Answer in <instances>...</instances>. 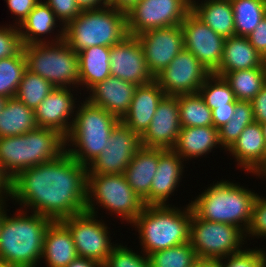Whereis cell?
<instances>
[{"label": "cell", "instance_id": "cell-17", "mask_svg": "<svg viewBox=\"0 0 266 267\" xmlns=\"http://www.w3.org/2000/svg\"><path fill=\"white\" fill-rule=\"evenodd\" d=\"M110 74L137 86L155 79L148 70L143 48L136 36L128 35L110 47Z\"/></svg>", "mask_w": 266, "mask_h": 267}, {"label": "cell", "instance_id": "cell-44", "mask_svg": "<svg viewBox=\"0 0 266 267\" xmlns=\"http://www.w3.org/2000/svg\"><path fill=\"white\" fill-rule=\"evenodd\" d=\"M54 12L56 18L65 26L80 13L76 0H43Z\"/></svg>", "mask_w": 266, "mask_h": 267}, {"label": "cell", "instance_id": "cell-36", "mask_svg": "<svg viewBox=\"0 0 266 267\" xmlns=\"http://www.w3.org/2000/svg\"><path fill=\"white\" fill-rule=\"evenodd\" d=\"M150 267H194L200 260L191 243H183L148 255Z\"/></svg>", "mask_w": 266, "mask_h": 267}, {"label": "cell", "instance_id": "cell-38", "mask_svg": "<svg viewBox=\"0 0 266 267\" xmlns=\"http://www.w3.org/2000/svg\"><path fill=\"white\" fill-rule=\"evenodd\" d=\"M25 70L23 49L15 56L0 59V96L15 97Z\"/></svg>", "mask_w": 266, "mask_h": 267}, {"label": "cell", "instance_id": "cell-49", "mask_svg": "<svg viewBox=\"0 0 266 267\" xmlns=\"http://www.w3.org/2000/svg\"><path fill=\"white\" fill-rule=\"evenodd\" d=\"M140 0H107V5L127 13Z\"/></svg>", "mask_w": 266, "mask_h": 267}, {"label": "cell", "instance_id": "cell-9", "mask_svg": "<svg viewBox=\"0 0 266 267\" xmlns=\"http://www.w3.org/2000/svg\"><path fill=\"white\" fill-rule=\"evenodd\" d=\"M96 205L128 224L136 219L145 206L129 186L124 174L88 175L85 212L98 216Z\"/></svg>", "mask_w": 266, "mask_h": 267}, {"label": "cell", "instance_id": "cell-54", "mask_svg": "<svg viewBox=\"0 0 266 267\" xmlns=\"http://www.w3.org/2000/svg\"><path fill=\"white\" fill-rule=\"evenodd\" d=\"M194 267H216V263L213 261H200Z\"/></svg>", "mask_w": 266, "mask_h": 267}, {"label": "cell", "instance_id": "cell-16", "mask_svg": "<svg viewBox=\"0 0 266 267\" xmlns=\"http://www.w3.org/2000/svg\"><path fill=\"white\" fill-rule=\"evenodd\" d=\"M136 37L143 48L148 70L154 78L184 49L180 25L151 29Z\"/></svg>", "mask_w": 266, "mask_h": 267}, {"label": "cell", "instance_id": "cell-39", "mask_svg": "<svg viewBox=\"0 0 266 267\" xmlns=\"http://www.w3.org/2000/svg\"><path fill=\"white\" fill-rule=\"evenodd\" d=\"M198 93L211 110L217 107L228 106V103H235L237 101L234 92L226 80L213 73L205 79Z\"/></svg>", "mask_w": 266, "mask_h": 267}, {"label": "cell", "instance_id": "cell-35", "mask_svg": "<svg viewBox=\"0 0 266 267\" xmlns=\"http://www.w3.org/2000/svg\"><path fill=\"white\" fill-rule=\"evenodd\" d=\"M255 122L250 101H236L234 115L219 129V141L223 150L227 151L239 138L246 126Z\"/></svg>", "mask_w": 266, "mask_h": 267}, {"label": "cell", "instance_id": "cell-27", "mask_svg": "<svg viewBox=\"0 0 266 267\" xmlns=\"http://www.w3.org/2000/svg\"><path fill=\"white\" fill-rule=\"evenodd\" d=\"M217 147L223 149L219 141V130L214 126L182 127L172 150L183 160L189 161L206 156Z\"/></svg>", "mask_w": 266, "mask_h": 267}, {"label": "cell", "instance_id": "cell-21", "mask_svg": "<svg viewBox=\"0 0 266 267\" xmlns=\"http://www.w3.org/2000/svg\"><path fill=\"white\" fill-rule=\"evenodd\" d=\"M136 88L137 85L134 83L109 76L104 81L94 85L88 91L89 95L85 99L121 120L129 111Z\"/></svg>", "mask_w": 266, "mask_h": 267}, {"label": "cell", "instance_id": "cell-33", "mask_svg": "<svg viewBox=\"0 0 266 267\" xmlns=\"http://www.w3.org/2000/svg\"><path fill=\"white\" fill-rule=\"evenodd\" d=\"M235 36L248 37L266 16V0H230Z\"/></svg>", "mask_w": 266, "mask_h": 267}, {"label": "cell", "instance_id": "cell-10", "mask_svg": "<svg viewBox=\"0 0 266 267\" xmlns=\"http://www.w3.org/2000/svg\"><path fill=\"white\" fill-rule=\"evenodd\" d=\"M189 242L200 261L215 262L241 252L247 240L245 233L237 226L200 219L193 212Z\"/></svg>", "mask_w": 266, "mask_h": 267}, {"label": "cell", "instance_id": "cell-45", "mask_svg": "<svg viewBox=\"0 0 266 267\" xmlns=\"http://www.w3.org/2000/svg\"><path fill=\"white\" fill-rule=\"evenodd\" d=\"M14 17L13 25L19 26L41 0H5ZM18 17V18H17ZM18 24V25H17Z\"/></svg>", "mask_w": 266, "mask_h": 267}, {"label": "cell", "instance_id": "cell-55", "mask_svg": "<svg viewBox=\"0 0 266 267\" xmlns=\"http://www.w3.org/2000/svg\"><path fill=\"white\" fill-rule=\"evenodd\" d=\"M6 207H7L6 202L0 205V227H1V224H2V221H3V217L5 215V212L7 211Z\"/></svg>", "mask_w": 266, "mask_h": 267}, {"label": "cell", "instance_id": "cell-37", "mask_svg": "<svg viewBox=\"0 0 266 267\" xmlns=\"http://www.w3.org/2000/svg\"><path fill=\"white\" fill-rule=\"evenodd\" d=\"M53 89L54 86L50 82L26 69L15 98L35 110Z\"/></svg>", "mask_w": 266, "mask_h": 267}, {"label": "cell", "instance_id": "cell-57", "mask_svg": "<svg viewBox=\"0 0 266 267\" xmlns=\"http://www.w3.org/2000/svg\"><path fill=\"white\" fill-rule=\"evenodd\" d=\"M262 65L266 68V49L261 53Z\"/></svg>", "mask_w": 266, "mask_h": 267}, {"label": "cell", "instance_id": "cell-41", "mask_svg": "<svg viewBox=\"0 0 266 267\" xmlns=\"http://www.w3.org/2000/svg\"><path fill=\"white\" fill-rule=\"evenodd\" d=\"M265 256L266 252L262 248L245 247L241 252L219 259L215 263L216 267H261Z\"/></svg>", "mask_w": 266, "mask_h": 267}, {"label": "cell", "instance_id": "cell-25", "mask_svg": "<svg viewBox=\"0 0 266 267\" xmlns=\"http://www.w3.org/2000/svg\"><path fill=\"white\" fill-rule=\"evenodd\" d=\"M158 166V148L141 147L125 170L129 186L143 201L150 205V187Z\"/></svg>", "mask_w": 266, "mask_h": 267}, {"label": "cell", "instance_id": "cell-4", "mask_svg": "<svg viewBox=\"0 0 266 267\" xmlns=\"http://www.w3.org/2000/svg\"><path fill=\"white\" fill-rule=\"evenodd\" d=\"M167 205H145L131 223L138 230L141 251L149 254L189 242L193 209Z\"/></svg>", "mask_w": 266, "mask_h": 267}, {"label": "cell", "instance_id": "cell-40", "mask_svg": "<svg viewBox=\"0 0 266 267\" xmlns=\"http://www.w3.org/2000/svg\"><path fill=\"white\" fill-rule=\"evenodd\" d=\"M140 253L142 255L120 243L112 249L105 264L108 267H150L148 256Z\"/></svg>", "mask_w": 266, "mask_h": 267}, {"label": "cell", "instance_id": "cell-14", "mask_svg": "<svg viewBox=\"0 0 266 267\" xmlns=\"http://www.w3.org/2000/svg\"><path fill=\"white\" fill-rule=\"evenodd\" d=\"M211 73L186 49L180 51L155 80L166 95L198 93Z\"/></svg>", "mask_w": 266, "mask_h": 267}, {"label": "cell", "instance_id": "cell-11", "mask_svg": "<svg viewBox=\"0 0 266 267\" xmlns=\"http://www.w3.org/2000/svg\"><path fill=\"white\" fill-rule=\"evenodd\" d=\"M191 11V0H140L126 13L128 35L180 25Z\"/></svg>", "mask_w": 266, "mask_h": 267}, {"label": "cell", "instance_id": "cell-34", "mask_svg": "<svg viewBox=\"0 0 266 267\" xmlns=\"http://www.w3.org/2000/svg\"><path fill=\"white\" fill-rule=\"evenodd\" d=\"M181 127L213 126L212 110L199 93L178 95Z\"/></svg>", "mask_w": 266, "mask_h": 267}, {"label": "cell", "instance_id": "cell-28", "mask_svg": "<svg viewBox=\"0 0 266 267\" xmlns=\"http://www.w3.org/2000/svg\"><path fill=\"white\" fill-rule=\"evenodd\" d=\"M191 0V11L223 38L235 36L234 12L230 0Z\"/></svg>", "mask_w": 266, "mask_h": 267}, {"label": "cell", "instance_id": "cell-58", "mask_svg": "<svg viewBox=\"0 0 266 267\" xmlns=\"http://www.w3.org/2000/svg\"><path fill=\"white\" fill-rule=\"evenodd\" d=\"M261 127H262V131H263L264 139L266 142V121L261 122Z\"/></svg>", "mask_w": 266, "mask_h": 267}, {"label": "cell", "instance_id": "cell-5", "mask_svg": "<svg viewBox=\"0 0 266 267\" xmlns=\"http://www.w3.org/2000/svg\"><path fill=\"white\" fill-rule=\"evenodd\" d=\"M205 188L202 194L191 200L193 212L200 219L237 226L245 233L258 193L229 180L213 182Z\"/></svg>", "mask_w": 266, "mask_h": 267}, {"label": "cell", "instance_id": "cell-3", "mask_svg": "<svg viewBox=\"0 0 266 267\" xmlns=\"http://www.w3.org/2000/svg\"><path fill=\"white\" fill-rule=\"evenodd\" d=\"M65 151V137L48 128L0 138V173L10 182L21 171L57 159Z\"/></svg>", "mask_w": 266, "mask_h": 267}, {"label": "cell", "instance_id": "cell-6", "mask_svg": "<svg viewBox=\"0 0 266 267\" xmlns=\"http://www.w3.org/2000/svg\"><path fill=\"white\" fill-rule=\"evenodd\" d=\"M128 36L126 13L109 5L83 10L64 26L63 40L76 53L92 46L112 47Z\"/></svg>", "mask_w": 266, "mask_h": 267}, {"label": "cell", "instance_id": "cell-26", "mask_svg": "<svg viewBox=\"0 0 266 267\" xmlns=\"http://www.w3.org/2000/svg\"><path fill=\"white\" fill-rule=\"evenodd\" d=\"M78 257L73 238L61 221H52L43 240L42 259L47 267H67Z\"/></svg>", "mask_w": 266, "mask_h": 267}, {"label": "cell", "instance_id": "cell-7", "mask_svg": "<svg viewBox=\"0 0 266 267\" xmlns=\"http://www.w3.org/2000/svg\"><path fill=\"white\" fill-rule=\"evenodd\" d=\"M84 100L78 104L72 129L65 141L66 152L80 164L88 166L106 147L111 131L120 119Z\"/></svg>", "mask_w": 266, "mask_h": 267}, {"label": "cell", "instance_id": "cell-8", "mask_svg": "<svg viewBox=\"0 0 266 267\" xmlns=\"http://www.w3.org/2000/svg\"><path fill=\"white\" fill-rule=\"evenodd\" d=\"M26 69L35 73L55 88H78V53L62 39L55 43L23 46Z\"/></svg>", "mask_w": 266, "mask_h": 267}, {"label": "cell", "instance_id": "cell-12", "mask_svg": "<svg viewBox=\"0 0 266 267\" xmlns=\"http://www.w3.org/2000/svg\"><path fill=\"white\" fill-rule=\"evenodd\" d=\"M97 215L83 212L61 220L72 235L78 257L105 263L112 249L110 229ZM109 231V232H108Z\"/></svg>", "mask_w": 266, "mask_h": 267}, {"label": "cell", "instance_id": "cell-51", "mask_svg": "<svg viewBox=\"0 0 266 267\" xmlns=\"http://www.w3.org/2000/svg\"><path fill=\"white\" fill-rule=\"evenodd\" d=\"M10 185L9 181L0 173V205L5 203V199L10 200Z\"/></svg>", "mask_w": 266, "mask_h": 267}, {"label": "cell", "instance_id": "cell-59", "mask_svg": "<svg viewBox=\"0 0 266 267\" xmlns=\"http://www.w3.org/2000/svg\"><path fill=\"white\" fill-rule=\"evenodd\" d=\"M95 267H108L105 263H98Z\"/></svg>", "mask_w": 266, "mask_h": 267}, {"label": "cell", "instance_id": "cell-15", "mask_svg": "<svg viewBox=\"0 0 266 267\" xmlns=\"http://www.w3.org/2000/svg\"><path fill=\"white\" fill-rule=\"evenodd\" d=\"M180 26L184 49L190 51L211 74L214 73L220 65L225 38L214 32L192 11L186 15Z\"/></svg>", "mask_w": 266, "mask_h": 267}, {"label": "cell", "instance_id": "cell-52", "mask_svg": "<svg viewBox=\"0 0 266 267\" xmlns=\"http://www.w3.org/2000/svg\"><path fill=\"white\" fill-rule=\"evenodd\" d=\"M97 264L95 260L77 257L67 267H95Z\"/></svg>", "mask_w": 266, "mask_h": 267}, {"label": "cell", "instance_id": "cell-47", "mask_svg": "<svg viewBox=\"0 0 266 267\" xmlns=\"http://www.w3.org/2000/svg\"><path fill=\"white\" fill-rule=\"evenodd\" d=\"M235 103H228V106L217 107L212 110L213 126L216 129L223 127L234 115Z\"/></svg>", "mask_w": 266, "mask_h": 267}, {"label": "cell", "instance_id": "cell-18", "mask_svg": "<svg viewBox=\"0 0 266 267\" xmlns=\"http://www.w3.org/2000/svg\"><path fill=\"white\" fill-rule=\"evenodd\" d=\"M181 128L178 95H165L141 136V147L172 149Z\"/></svg>", "mask_w": 266, "mask_h": 267}, {"label": "cell", "instance_id": "cell-20", "mask_svg": "<svg viewBox=\"0 0 266 267\" xmlns=\"http://www.w3.org/2000/svg\"><path fill=\"white\" fill-rule=\"evenodd\" d=\"M184 163L172 149L158 148V166L150 187V205H167L169 198L180 186L183 166H186Z\"/></svg>", "mask_w": 266, "mask_h": 267}, {"label": "cell", "instance_id": "cell-61", "mask_svg": "<svg viewBox=\"0 0 266 267\" xmlns=\"http://www.w3.org/2000/svg\"><path fill=\"white\" fill-rule=\"evenodd\" d=\"M0 267H7V266L0 260Z\"/></svg>", "mask_w": 266, "mask_h": 267}, {"label": "cell", "instance_id": "cell-22", "mask_svg": "<svg viewBox=\"0 0 266 267\" xmlns=\"http://www.w3.org/2000/svg\"><path fill=\"white\" fill-rule=\"evenodd\" d=\"M165 95L155 79L137 86L129 111L121 121L141 137L149 128L157 106Z\"/></svg>", "mask_w": 266, "mask_h": 267}, {"label": "cell", "instance_id": "cell-1", "mask_svg": "<svg viewBox=\"0 0 266 267\" xmlns=\"http://www.w3.org/2000/svg\"><path fill=\"white\" fill-rule=\"evenodd\" d=\"M9 185V198L15 200L20 209L52 221L85 212L87 166L66 151L57 159L21 171Z\"/></svg>", "mask_w": 266, "mask_h": 267}, {"label": "cell", "instance_id": "cell-48", "mask_svg": "<svg viewBox=\"0 0 266 267\" xmlns=\"http://www.w3.org/2000/svg\"><path fill=\"white\" fill-rule=\"evenodd\" d=\"M250 102L255 121L260 123L266 121V84Z\"/></svg>", "mask_w": 266, "mask_h": 267}, {"label": "cell", "instance_id": "cell-23", "mask_svg": "<svg viewBox=\"0 0 266 267\" xmlns=\"http://www.w3.org/2000/svg\"><path fill=\"white\" fill-rule=\"evenodd\" d=\"M240 168L253 175L266 162V142L260 122H254L241 132L227 150Z\"/></svg>", "mask_w": 266, "mask_h": 267}, {"label": "cell", "instance_id": "cell-50", "mask_svg": "<svg viewBox=\"0 0 266 267\" xmlns=\"http://www.w3.org/2000/svg\"><path fill=\"white\" fill-rule=\"evenodd\" d=\"M76 3L83 11L103 8L107 5V0H76Z\"/></svg>", "mask_w": 266, "mask_h": 267}, {"label": "cell", "instance_id": "cell-56", "mask_svg": "<svg viewBox=\"0 0 266 267\" xmlns=\"http://www.w3.org/2000/svg\"><path fill=\"white\" fill-rule=\"evenodd\" d=\"M7 100H8V98L0 96V113L4 109V106H5L6 102H7Z\"/></svg>", "mask_w": 266, "mask_h": 267}, {"label": "cell", "instance_id": "cell-42", "mask_svg": "<svg viewBox=\"0 0 266 267\" xmlns=\"http://www.w3.org/2000/svg\"><path fill=\"white\" fill-rule=\"evenodd\" d=\"M256 237L266 239V197L257 194L253 203L250 224L245 232V239Z\"/></svg>", "mask_w": 266, "mask_h": 267}, {"label": "cell", "instance_id": "cell-24", "mask_svg": "<svg viewBox=\"0 0 266 267\" xmlns=\"http://www.w3.org/2000/svg\"><path fill=\"white\" fill-rule=\"evenodd\" d=\"M56 22H59L61 27L59 25L57 26L58 23ZM56 27L60 29H58V34L56 33L57 36L54 35V39L47 40L43 37L45 34H47V36L49 34V38H51L50 33L54 34L52 31H55ZM18 29L23 46L29 44L55 43L61 41L64 36V26L58 21L50 7L42 0L18 26Z\"/></svg>", "mask_w": 266, "mask_h": 267}, {"label": "cell", "instance_id": "cell-46", "mask_svg": "<svg viewBox=\"0 0 266 267\" xmlns=\"http://www.w3.org/2000/svg\"><path fill=\"white\" fill-rule=\"evenodd\" d=\"M247 38L260 54L266 49V16Z\"/></svg>", "mask_w": 266, "mask_h": 267}, {"label": "cell", "instance_id": "cell-30", "mask_svg": "<svg viewBox=\"0 0 266 267\" xmlns=\"http://www.w3.org/2000/svg\"><path fill=\"white\" fill-rule=\"evenodd\" d=\"M79 87L88 92L110 74V47L92 46L78 53ZM82 86V88H81Z\"/></svg>", "mask_w": 266, "mask_h": 267}, {"label": "cell", "instance_id": "cell-2", "mask_svg": "<svg viewBox=\"0 0 266 267\" xmlns=\"http://www.w3.org/2000/svg\"><path fill=\"white\" fill-rule=\"evenodd\" d=\"M17 210L14 216H8L6 211L3 217L0 260L7 267H36L42 260L44 235L52 220L37 213Z\"/></svg>", "mask_w": 266, "mask_h": 267}, {"label": "cell", "instance_id": "cell-29", "mask_svg": "<svg viewBox=\"0 0 266 267\" xmlns=\"http://www.w3.org/2000/svg\"><path fill=\"white\" fill-rule=\"evenodd\" d=\"M264 67L261 54L247 37L233 36L225 39L223 55L218 69L213 74Z\"/></svg>", "mask_w": 266, "mask_h": 267}, {"label": "cell", "instance_id": "cell-60", "mask_svg": "<svg viewBox=\"0 0 266 267\" xmlns=\"http://www.w3.org/2000/svg\"><path fill=\"white\" fill-rule=\"evenodd\" d=\"M261 267H266V256L264 257V259L262 261V266Z\"/></svg>", "mask_w": 266, "mask_h": 267}, {"label": "cell", "instance_id": "cell-43", "mask_svg": "<svg viewBox=\"0 0 266 267\" xmlns=\"http://www.w3.org/2000/svg\"><path fill=\"white\" fill-rule=\"evenodd\" d=\"M23 49L18 26H0V59L17 55Z\"/></svg>", "mask_w": 266, "mask_h": 267}, {"label": "cell", "instance_id": "cell-13", "mask_svg": "<svg viewBox=\"0 0 266 267\" xmlns=\"http://www.w3.org/2000/svg\"><path fill=\"white\" fill-rule=\"evenodd\" d=\"M140 148L141 137L120 120L112 129L106 147L87 166L88 175L124 174Z\"/></svg>", "mask_w": 266, "mask_h": 267}, {"label": "cell", "instance_id": "cell-53", "mask_svg": "<svg viewBox=\"0 0 266 267\" xmlns=\"http://www.w3.org/2000/svg\"><path fill=\"white\" fill-rule=\"evenodd\" d=\"M258 176L259 178H264L266 179V162L257 170V172L254 174V176Z\"/></svg>", "mask_w": 266, "mask_h": 267}, {"label": "cell", "instance_id": "cell-19", "mask_svg": "<svg viewBox=\"0 0 266 267\" xmlns=\"http://www.w3.org/2000/svg\"><path fill=\"white\" fill-rule=\"evenodd\" d=\"M74 89L55 88L34 110L38 127L56 130L65 138L70 133L75 114L77 97H74ZM77 105V106H76ZM73 117V118H72ZM72 118V119H71Z\"/></svg>", "mask_w": 266, "mask_h": 267}, {"label": "cell", "instance_id": "cell-32", "mask_svg": "<svg viewBox=\"0 0 266 267\" xmlns=\"http://www.w3.org/2000/svg\"><path fill=\"white\" fill-rule=\"evenodd\" d=\"M223 77L238 101H251L266 84V68H250L215 74Z\"/></svg>", "mask_w": 266, "mask_h": 267}, {"label": "cell", "instance_id": "cell-31", "mask_svg": "<svg viewBox=\"0 0 266 267\" xmlns=\"http://www.w3.org/2000/svg\"><path fill=\"white\" fill-rule=\"evenodd\" d=\"M37 128L34 110L15 97L8 98L0 113V138L23 135Z\"/></svg>", "mask_w": 266, "mask_h": 267}]
</instances>
